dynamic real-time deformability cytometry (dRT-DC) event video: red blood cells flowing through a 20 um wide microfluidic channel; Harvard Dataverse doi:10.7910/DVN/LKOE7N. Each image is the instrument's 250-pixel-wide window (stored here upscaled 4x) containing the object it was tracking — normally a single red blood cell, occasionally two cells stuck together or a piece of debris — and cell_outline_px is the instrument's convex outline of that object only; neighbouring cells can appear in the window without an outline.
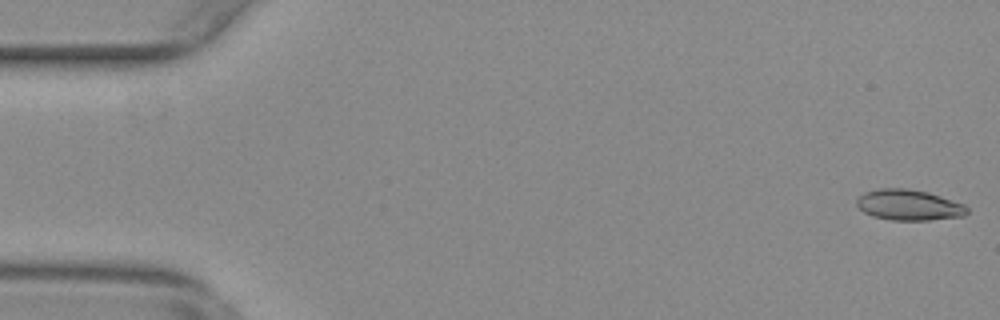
{"species": "common noctule bat (a hibernating species)", "species_latin": "Nyctalus noctula", "temperature_condition": "warm", "stored_images_in_passage": 52, "camera_frame_rate_fps": 3000, "um_per_image_px": 0.085, "animal": {"sex": "female", "body_mass_g": 29.2, "forearm_length_mm": 56.3}, "frame": {"image": 1, "passage_image": 1, "time_ms": 0.0, "image_size_px": [1000, 320], "cell_outline_px": [[968, 212], [964, 216], [928, 220], [892, 220], [872, 216], [864, 212], [856, 204], [856, 200], [864, 192], [880, 188], [908, 188], [928, 192], [964, 204], [968, 208]], "centroid_in_image_um": [77.25, 17.42], "position_along_channel_um": 7.8, "area_um2": 19.77}}
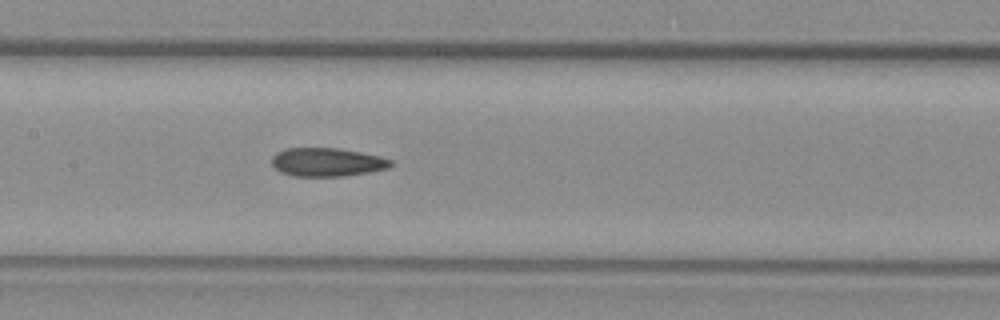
{"frame": {"image": 2, "passage_image": 26, "time_ms": 8.333, "image_size_px": [1000, 320], "cell_outline_px": [[392, 164], [388, 168], [368, 172], [344, 176], [292, 176], [280, 172], [272, 164], [272, 156], [276, 152], [284, 148], [336, 148], [360, 152], [380, 156], [392, 160]], "centroid_in_image_um": [27.77, 13.78], "position_along_channel_um": 179.6, "area_um2": 19.77}}
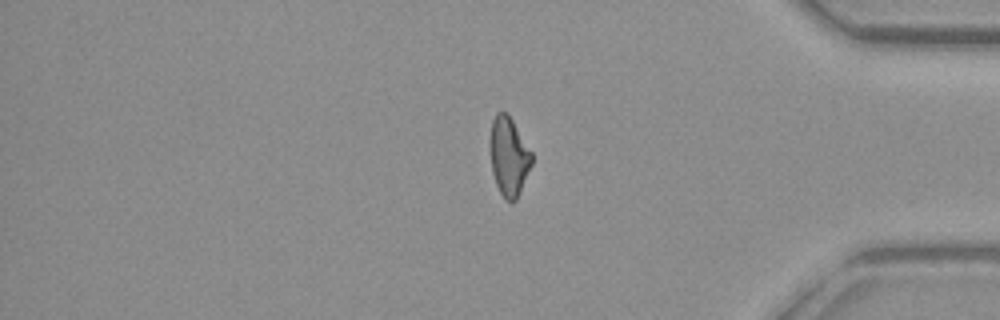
{"frame": {"image": 3, "passage_image": 45, "time_ms": 14.667, "image_size_px": [1000, 320], "cell_outline_px": [[532, 164], [516, 200], [504, 200], [496, 184], [492, 172], [492, 120], [496, 112], [508, 112], [532, 152]], "centroid_in_image_um": [43.28, 13.29], "position_along_channel_um": 391.9, "area_um2": 18.67}, "authors_computed_cell_mechanics": {"area_um2": 20.0566, "velocity_mm_per_s": 3.7931, "shape_relaxation_time_tau1_ms": null, "shape_relaxation_time_tau2_ms": 3.3648, "deformation_change_tau1": null, "deformation_change_tau2": 0.11}}